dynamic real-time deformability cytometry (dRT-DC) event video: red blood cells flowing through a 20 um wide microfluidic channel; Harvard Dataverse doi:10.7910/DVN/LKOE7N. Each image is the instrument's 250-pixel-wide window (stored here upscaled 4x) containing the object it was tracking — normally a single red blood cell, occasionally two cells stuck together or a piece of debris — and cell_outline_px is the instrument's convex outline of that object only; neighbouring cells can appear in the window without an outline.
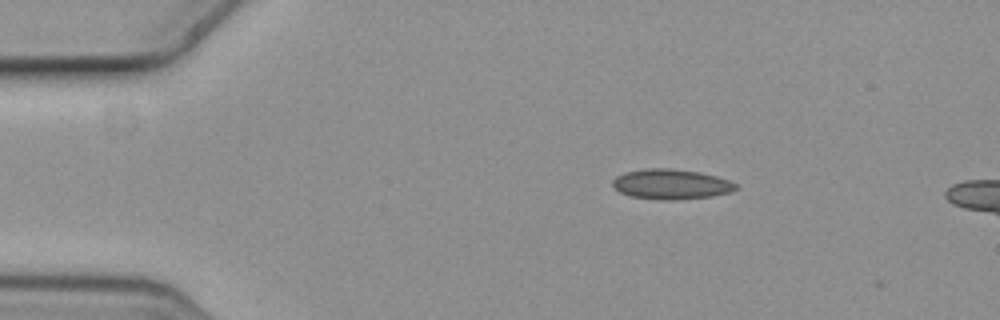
{"species": "common noctule bat (a hibernating species)", "species_latin": "Nyctalus noctula", "temperature_condition": "cold", "stored_images_in_passage": 3, "camera_frame_rate_fps": 3000, "um_per_image_px": 0.085, "animal": {"sex": "female", "body_mass_g": 19.3, "forearm_length_mm": 54.1}, "frame": {"image": 1, "passage_image": 2, "time_ms": 0.333, "image_size_px": [1000, 320], "cell_outline_px": [[736, 188], [732, 192], [712, 196], [668, 200], [632, 196], [620, 192], [612, 184], [612, 180], [616, 176], [624, 172], [648, 168], [668, 168], [700, 172], [716, 176], [728, 180], [736, 184]], "centroid_in_image_um": [57.04, 15.64], "position_along_channel_um": 28.0, "area_um2": 21.33}}